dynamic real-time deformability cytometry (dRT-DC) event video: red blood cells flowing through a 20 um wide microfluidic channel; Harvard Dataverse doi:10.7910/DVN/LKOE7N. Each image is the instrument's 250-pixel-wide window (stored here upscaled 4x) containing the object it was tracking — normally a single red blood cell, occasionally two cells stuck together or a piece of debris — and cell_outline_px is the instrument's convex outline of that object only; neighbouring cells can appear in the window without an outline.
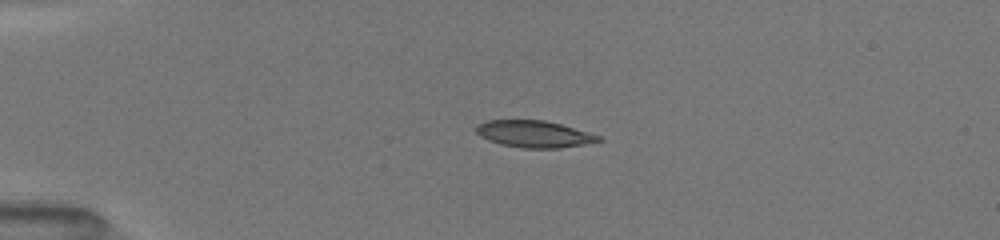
{"species": "common noctule bat (a hibernating species)", "species_latin": "Nyctalus noctula", "temperature_condition": "room temperature", "stored_images_in_passage": 47, "camera_frame_rate_fps": 3000, "um_per_image_px": 0.085, "animal": {"sex": "female", "body_mass_g": 19.5, "forearm_length_mm": 54.1}, "frame": {"image": 1, "passage_image": 1, "time_ms": 0.0, "image_size_px": [1000, 240], "cell_outline_px": [[604, 140], [584, 144], [560, 148], [524, 148], [500, 144], [488, 140], [480, 136], [476, 132], [476, 124], [484, 120], [544, 120], [560, 124], [588, 132], [600, 136]], "centroid_in_image_um": [45.36, 11.39], "position_along_channel_um": 39.6, "area_um2": 19.13}}
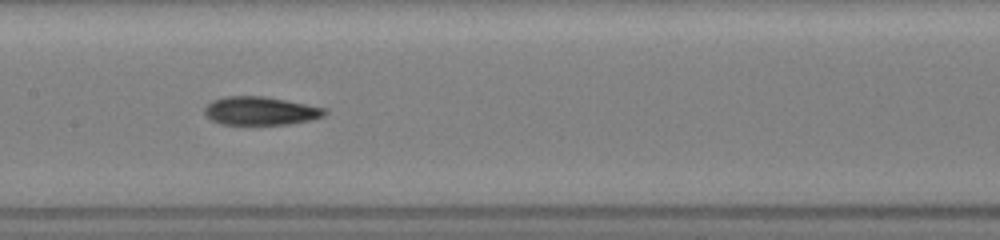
{"frame": {"image": 2, "passage_image": 14, "time_ms": 4.667, "image_size_px": [1000, 240], "cell_outline_px": [[328, 112], [324, 116], [308, 120], [288, 124], [220, 124], [212, 120], [204, 112], [204, 108], [212, 100], [224, 96], [264, 96], [328, 108]], "centroid_in_image_um": [22.15, 9.41], "position_along_channel_um": 185.2, "area_um2": 19.83}}
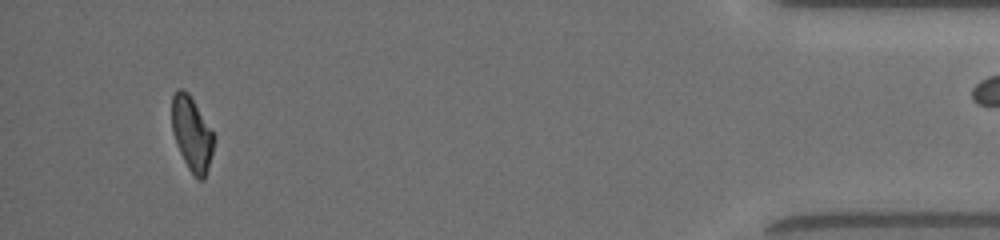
{"frame": {"image": 3, "passage_image": 42, "time_ms": 12.0, "image_size_px": [1000, 240], "cell_outline_px": [[216, 136], [208, 168], [204, 180], [196, 180], [188, 168], [176, 144], [172, 132], [172, 96], [180, 88], [184, 88], [188, 92]], "centroid_in_image_um": [16.31, 11.39], "position_along_channel_um": 418.9, "area_um2": 18.26}}